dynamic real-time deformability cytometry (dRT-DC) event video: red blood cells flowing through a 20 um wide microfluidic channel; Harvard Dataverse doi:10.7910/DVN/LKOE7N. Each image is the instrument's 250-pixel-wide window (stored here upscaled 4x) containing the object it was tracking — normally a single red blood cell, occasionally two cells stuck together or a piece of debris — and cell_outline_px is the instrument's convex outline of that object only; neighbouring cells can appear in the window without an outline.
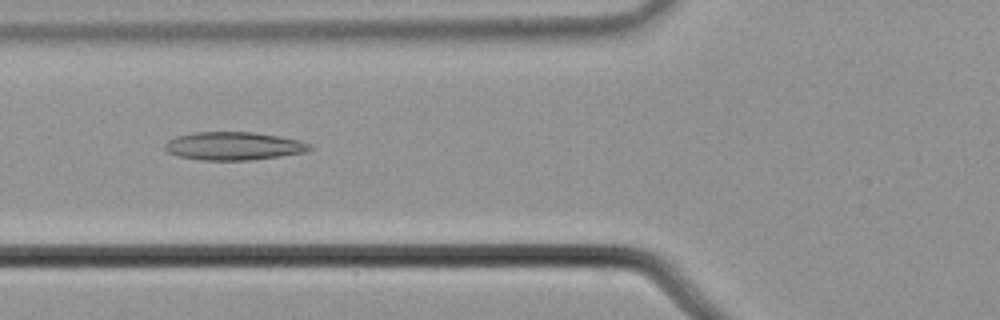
{"species": "common noctule bat (a hibernating species)", "species_latin": "Nyctalus noctula", "temperature_condition": "cold", "stored_images_in_passage": 52, "camera_frame_rate_fps": 3000, "um_per_image_px": 0.085, "animal": {"sex": "male", "body_mass_g": 21.5, "forearm_length_mm": 52.0}, "frame": {"image": 1, "passage_image": 18, "time_ms": 5.667, "image_size_px": [1000, 320], "cell_outline_px": [[312, 148], [304, 152], [280, 156], [248, 160], [200, 160], [176, 156], [168, 152], [164, 148], [164, 144], [168, 140], [176, 136], [192, 132], [252, 132], [280, 136], [300, 140], [312, 144]], "centroid_in_image_um": [19.83, 12.4], "position_along_channel_um": 106.0, "area_um2": 23.87}}
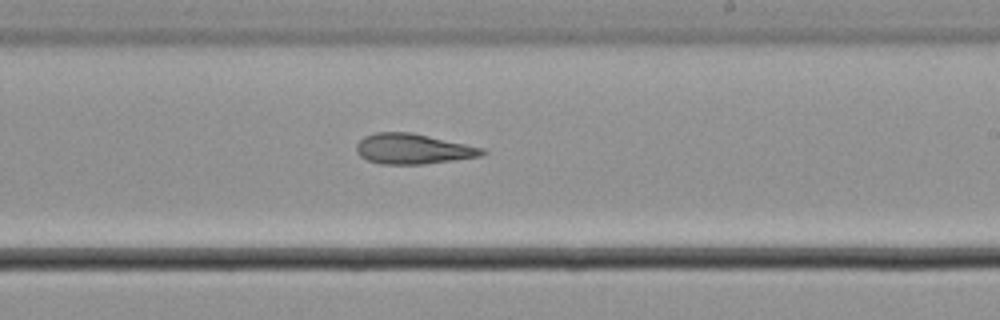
{"frame": {"image": 2, "passage_image": 30, "time_ms": 9.667, "image_size_px": [1000, 320], "cell_outline_px": [[488, 152], [480, 156], [424, 164], [380, 164], [368, 160], [360, 156], [356, 152], [356, 144], [364, 136], [376, 132], [412, 132], [484, 148]], "centroid_in_image_um": [35.08, 12.65], "position_along_channel_um": 253.9, "area_um2": 22.2}}
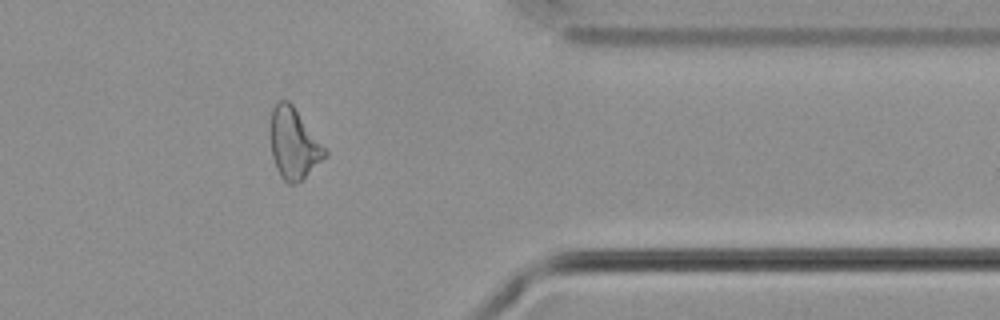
{"frame": {"image": 3, "passage_image": 42, "time_ms": 13.667, "image_size_px": [1000, 320], "cell_outline_px": [[328, 156], [296, 184], [288, 184], [280, 176], [276, 168], [272, 156], [272, 108], [276, 100], [288, 100], [292, 104], [328, 148]], "centroid_in_image_um": [25.03, 12.2], "position_along_channel_um": 386.4, "area_um2": 22.6}, "authors_computed_cell_mechanics": {"area_um2": 23.5824, "velocity_mm_per_s": 3.6995, "shape_relaxation_time_tau1_ms": 4.2063, "shape_relaxation_time_tau2_ms": 3.0086, "deformation_change_tau1": 0.1079, "deformation_change_tau2": 0.1131}}